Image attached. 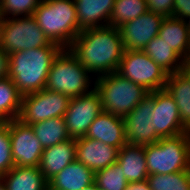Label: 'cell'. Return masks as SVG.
I'll return each instance as SVG.
<instances>
[{
    "mask_svg": "<svg viewBox=\"0 0 190 190\" xmlns=\"http://www.w3.org/2000/svg\"><path fill=\"white\" fill-rule=\"evenodd\" d=\"M68 49L95 79L117 72L125 51L119 28L111 26L81 30Z\"/></svg>",
    "mask_w": 190,
    "mask_h": 190,
    "instance_id": "obj_1",
    "label": "cell"
},
{
    "mask_svg": "<svg viewBox=\"0 0 190 190\" xmlns=\"http://www.w3.org/2000/svg\"><path fill=\"white\" fill-rule=\"evenodd\" d=\"M63 48L51 42L46 47L9 54L8 78L22 95L45 88L53 61Z\"/></svg>",
    "mask_w": 190,
    "mask_h": 190,
    "instance_id": "obj_2",
    "label": "cell"
},
{
    "mask_svg": "<svg viewBox=\"0 0 190 190\" xmlns=\"http://www.w3.org/2000/svg\"><path fill=\"white\" fill-rule=\"evenodd\" d=\"M50 42L68 49L80 33L74 0H41L32 15Z\"/></svg>",
    "mask_w": 190,
    "mask_h": 190,
    "instance_id": "obj_3",
    "label": "cell"
},
{
    "mask_svg": "<svg viewBox=\"0 0 190 190\" xmlns=\"http://www.w3.org/2000/svg\"><path fill=\"white\" fill-rule=\"evenodd\" d=\"M91 77L72 52L63 49L50 67L45 88L70 98L78 97L95 88V78Z\"/></svg>",
    "mask_w": 190,
    "mask_h": 190,
    "instance_id": "obj_4",
    "label": "cell"
},
{
    "mask_svg": "<svg viewBox=\"0 0 190 190\" xmlns=\"http://www.w3.org/2000/svg\"><path fill=\"white\" fill-rule=\"evenodd\" d=\"M95 89L101 97L103 111L122 118L149 94L143 86L131 82L117 72L97 77Z\"/></svg>",
    "mask_w": 190,
    "mask_h": 190,
    "instance_id": "obj_5",
    "label": "cell"
},
{
    "mask_svg": "<svg viewBox=\"0 0 190 190\" xmlns=\"http://www.w3.org/2000/svg\"><path fill=\"white\" fill-rule=\"evenodd\" d=\"M148 174L190 170V132L144 145Z\"/></svg>",
    "mask_w": 190,
    "mask_h": 190,
    "instance_id": "obj_6",
    "label": "cell"
},
{
    "mask_svg": "<svg viewBox=\"0 0 190 190\" xmlns=\"http://www.w3.org/2000/svg\"><path fill=\"white\" fill-rule=\"evenodd\" d=\"M50 43L33 16L0 19V48L7 54L46 47Z\"/></svg>",
    "mask_w": 190,
    "mask_h": 190,
    "instance_id": "obj_7",
    "label": "cell"
},
{
    "mask_svg": "<svg viewBox=\"0 0 190 190\" xmlns=\"http://www.w3.org/2000/svg\"><path fill=\"white\" fill-rule=\"evenodd\" d=\"M117 73L149 92L164 89L169 76L143 50H125Z\"/></svg>",
    "mask_w": 190,
    "mask_h": 190,
    "instance_id": "obj_8",
    "label": "cell"
},
{
    "mask_svg": "<svg viewBox=\"0 0 190 190\" xmlns=\"http://www.w3.org/2000/svg\"><path fill=\"white\" fill-rule=\"evenodd\" d=\"M70 97L46 88L23 95L18 119L31 125L50 118L64 117Z\"/></svg>",
    "mask_w": 190,
    "mask_h": 190,
    "instance_id": "obj_9",
    "label": "cell"
},
{
    "mask_svg": "<svg viewBox=\"0 0 190 190\" xmlns=\"http://www.w3.org/2000/svg\"><path fill=\"white\" fill-rule=\"evenodd\" d=\"M103 112L101 97L94 88L69 101L64 121L70 138L85 137L92 122Z\"/></svg>",
    "mask_w": 190,
    "mask_h": 190,
    "instance_id": "obj_10",
    "label": "cell"
},
{
    "mask_svg": "<svg viewBox=\"0 0 190 190\" xmlns=\"http://www.w3.org/2000/svg\"><path fill=\"white\" fill-rule=\"evenodd\" d=\"M10 139L15 166L39 167L44 148L30 125L11 120Z\"/></svg>",
    "mask_w": 190,
    "mask_h": 190,
    "instance_id": "obj_11",
    "label": "cell"
},
{
    "mask_svg": "<svg viewBox=\"0 0 190 190\" xmlns=\"http://www.w3.org/2000/svg\"><path fill=\"white\" fill-rule=\"evenodd\" d=\"M153 91L125 117H123L126 142L132 145H148L160 137L153 127Z\"/></svg>",
    "mask_w": 190,
    "mask_h": 190,
    "instance_id": "obj_12",
    "label": "cell"
},
{
    "mask_svg": "<svg viewBox=\"0 0 190 190\" xmlns=\"http://www.w3.org/2000/svg\"><path fill=\"white\" fill-rule=\"evenodd\" d=\"M153 127L160 138L190 132L181 122L178 106L167 90L153 91Z\"/></svg>",
    "mask_w": 190,
    "mask_h": 190,
    "instance_id": "obj_13",
    "label": "cell"
},
{
    "mask_svg": "<svg viewBox=\"0 0 190 190\" xmlns=\"http://www.w3.org/2000/svg\"><path fill=\"white\" fill-rule=\"evenodd\" d=\"M163 15L145 12L119 27L125 50H143L159 34Z\"/></svg>",
    "mask_w": 190,
    "mask_h": 190,
    "instance_id": "obj_14",
    "label": "cell"
},
{
    "mask_svg": "<svg viewBox=\"0 0 190 190\" xmlns=\"http://www.w3.org/2000/svg\"><path fill=\"white\" fill-rule=\"evenodd\" d=\"M119 150L117 147L87 137L76 139V159L94 173L117 162Z\"/></svg>",
    "mask_w": 190,
    "mask_h": 190,
    "instance_id": "obj_15",
    "label": "cell"
},
{
    "mask_svg": "<svg viewBox=\"0 0 190 190\" xmlns=\"http://www.w3.org/2000/svg\"><path fill=\"white\" fill-rule=\"evenodd\" d=\"M85 137L121 149L127 143L123 118L103 111L89 126Z\"/></svg>",
    "mask_w": 190,
    "mask_h": 190,
    "instance_id": "obj_16",
    "label": "cell"
},
{
    "mask_svg": "<svg viewBox=\"0 0 190 190\" xmlns=\"http://www.w3.org/2000/svg\"><path fill=\"white\" fill-rule=\"evenodd\" d=\"M115 0H74L80 30L109 26Z\"/></svg>",
    "mask_w": 190,
    "mask_h": 190,
    "instance_id": "obj_17",
    "label": "cell"
},
{
    "mask_svg": "<svg viewBox=\"0 0 190 190\" xmlns=\"http://www.w3.org/2000/svg\"><path fill=\"white\" fill-rule=\"evenodd\" d=\"M76 154L75 138L44 148L39 168L45 179L49 181L76 160Z\"/></svg>",
    "mask_w": 190,
    "mask_h": 190,
    "instance_id": "obj_18",
    "label": "cell"
},
{
    "mask_svg": "<svg viewBox=\"0 0 190 190\" xmlns=\"http://www.w3.org/2000/svg\"><path fill=\"white\" fill-rule=\"evenodd\" d=\"M94 182V172L77 159L48 181V190H79Z\"/></svg>",
    "mask_w": 190,
    "mask_h": 190,
    "instance_id": "obj_19",
    "label": "cell"
},
{
    "mask_svg": "<svg viewBox=\"0 0 190 190\" xmlns=\"http://www.w3.org/2000/svg\"><path fill=\"white\" fill-rule=\"evenodd\" d=\"M117 162L129 184L146 181L149 174L146 166L144 146L126 143L119 150Z\"/></svg>",
    "mask_w": 190,
    "mask_h": 190,
    "instance_id": "obj_20",
    "label": "cell"
},
{
    "mask_svg": "<svg viewBox=\"0 0 190 190\" xmlns=\"http://www.w3.org/2000/svg\"><path fill=\"white\" fill-rule=\"evenodd\" d=\"M1 178L6 190H48V181L39 167L14 166Z\"/></svg>",
    "mask_w": 190,
    "mask_h": 190,
    "instance_id": "obj_21",
    "label": "cell"
},
{
    "mask_svg": "<svg viewBox=\"0 0 190 190\" xmlns=\"http://www.w3.org/2000/svg\"><path fill=\"white\" fill-rule=\"evenodd\" d=\"M171 49L175 50L184 60L190 51V32L186 20L165 17L162 21L159 34Z\"/></svg>",
    "mask_w": 190,
    "mask_h": 190,
    "instance_id": "obj_22",
    "label": "cell"
},
{
    "mask_svg": "<svg viewBox=\"0 0 190 190\" xmlns=\"http://www.w3.org/2000/svg\"><path fill=\"white\" fill-rule=\"evenodd\" d=\"M165 89L175 100L182 124L190 131V80L181 72L170 74Z\"/></svg>",
    "mask_w": 190,
    "mask_h": 190,
    "instance_id": "obj_23",
    "label": "cell"
},
{
    "mask_svg": "<svg viewBox=\"0 0 190 190\" xmlns=\"http://www.w3.org/2000/svg\"><path fill=\"white\" fill-rule=\"evenodd\" d=\"M143 51L169 75L181 71L184 59L171 49L159 35L154 37Z\"/></svg>",
    "mask_w": 190,
    "mask_h": 190,
    "instance_id": "obj_24",
    "label": "cell"
},
{
    "mask_svg": "<svg viewBox=\"0 0 190 190\" xmlns=\"http://www.w3.org/2000/svg\"><path fill=\"white\" fill-rule=\"evenodd\" d=\"M40 140L43 148H47L70 139L63 117L50 118L30 125Z\"/></svg>",
    "mask_w": 190,
    "mask_h": 190,
    "instance_id": "obj_25",
    "label": "cell"
},
{
    "mask_svg": "<svg viewBox=\"0 0 190 190\" xmlns=\"http://www.w3.org/2000/svg\"><path fill=\"white\" fill-rule=\"evenodd\" d=\"M22 97L10 78L0 80V122L18 119Z\"/></svg>",
    "mask_w": 190,
    "mask_h": 190,
    "instance_id": "obj_26",
    "label": "cell"
},
{
    "mask_svg": "<svg viewBox=\"0 0 190 190\" xmlns=\"http://www.w3.org/2000/svg\"><path fill=\"white\" fill-rule=\"evenodd\" d=\"M147 11L146 0H115L109 26L119 28Z\"/></svg>",
    "mask_w": 190,
    "mask_h": 190,
    "instance_id": "obj_27",
    "label": "cell"
},
{
    "mask_svg": "<svg viewBox=\"0 0 190 190\" xmlns=\"http://www.w3.org/2000/svg\"><path fill=\"white\" fill-rule=\"evenodd\" d=\"M151 190H190V170L169 174L148 175Z\"/></svg>",
    "mask_w": 190,
    "mask_h": 190,
    "instance_id": "obj_28",
    "label": "cell"
},
{
    "mask_svg": "<svg viewBox=\"0 0 190 190\" xmlns=\"http://www.w3.org/2000/svg\"><path fill=\"white\" fill-rule=\"evenodd\" d=\"M94 182L100 190H125L129 184L118 162L95 172Z\"/></svg>",
    "mask_w": 190,
    "mask_h": 190,
    "instance_id": "obj_29",
    "label": "cell"
},
{
    "mask_svg": "<svg viewBox=\"0 0 190 190\" xmlns=\"http://www.w3.org/2000/svg\"><path fill=\"white\" fill-rule=\"evenodd\" d=\"M41 0H0V19L32 16Z\"/></svg>",
    "mask_w": 190,
    "mask_h": 190,
    "instance_id": "obj_30",
    "label": "cell"
},
{
    "mask_svg": "<svg viewBox=\"0 0 190 190\" xmlns=\"http://www.w3.org/2000/svg\"><path fill=\"white\" fill-rule=\"evenodd\" d=\"M14 166L11 152L10 121L0 122V177Z\"/></svg>",
    "mask_w": 190,
    "mask_h": 190,
    "instance_id": "obj_31",
    "label": "cell"
},
{
    "mask_svg": "<svg viewBox=\"0 0 190 190\" xmlns=\"http://www.w3.org/2000/svg\"><path fill=\"white\" fill-rule=\"evenodd\" d=\"M148 11L163 15L173 16L174 0H146Z\"/></svg>",
    "mask_w": 190,
    "mask_h": 190,
    "instance_id": "obj_32",
    "label": "cell"
},
{
    "mask_svg": "<svg viewBox=\"0 0 190 190\" xmlns=\"http://www.w3.org/2000/svg\"><path fill=\"white\" fill-rule=\"evenodd\" d=\"M173 17L183 20L190 17V0H174Z\"/></svg>",
    "mask_w": 190,
    "mask_h": 190,
    "instance_id": "obj_33",
    "label": "cell"
},
{
    "mask_svg": "<svg viewBox=\"0 0 190 190\" xmlns=\"http://www.w3.org/2000/svg\"><path fill=\"white\" fill-rule=\"evenodd\" d=\"M9 54L0 48V80L8 77Z\"/></svg>",
    "mask_w": 190,
    "mask_h": 190,
    "instance_id": "obj_34",
    "label": "cell"
},
{
    "mask_svg": "<svg viewBox=\"0 0 190 190\" xmlns=\"http://www.w3.org/2000/svg\"><path fill=\"white\" fill-rule=\"evenodd\" d=\"M125 190H151L148 183L140 182V183H131L128 184V187Z\"/></svg>",
    "mask_w": 190,
    "mask_h": 190,
    "instance_id": "obj_35",
    "label": "cell"
},
{
    "mask_svg": "<svg viewBox=\"0 0 190 190\" xmlns=\"http://www.w3.org/2000/svg\"><path fill=\"white\" fill-rule=\"evenodd\" d=\"M181 72L190 80V63L186 59L182 63Z\"/></svg>",
    "mask_w": 190,
    "mask_h": 190,
    "instance_id": "obj_36",
    "label": "cell"
},
{
    "mask_svg": "<svg viewBox=\"0 0 190 190\" xmlns=\"http://www.w3.org/2000/svg\"><path fill=\"white\" fill-rule=\"evenodd\" d=\"M79 190H100L95 182L91 183L90 185L86 186L85 188Z\"/></svg>",
    "mask_w": 190,
    "mask_h": 190,
    "instance_id": "obj_37",
    "label": "cell"
},
{
    "mask_svg": "<svg viewBox=\"0 0 190 190\" xmlns=\"http://www.w3.org/2000/svg\"><path fill=\"white\" fill-rule=\"evenodd\" d=\"M0 190H6V185L1 177H0Z\"/></svg>",
    "mask_w": 190,
    "mask_h": 190,
    "instance_id": "obj_38",
    "label": "cell"
},
{
    "mask_svg": "<svg viewBox=\"0 0 190 190\" xmlns=\"http://www.w3.org/2000/svg\"><path fill=\"white\" fill-rule=\"evenodd\" d=\"M186 23H187V26H188L189 32H190V17H188V18L186 19Z\"/></svg>",
    "mask_w": 190,
    "mask_h": 190,
    "instance_id": "obj_39",
    "label": "cell"
},
{
    "mask_svg": "<svg viewBox=\"0 0 190 190\" xmlns=\"http://www.w3.org/2000/svg\"><path fill=\"white\" fill-rule=\"evenodd\" d=\"M186 60L190 63V51L188 52V55L186 57Z\"/></svg>",
    "mask_w": 190,
    "mask_h": 190,
    "instance_id": "obj_40",
    "label": "cell"
}]
</instances>
